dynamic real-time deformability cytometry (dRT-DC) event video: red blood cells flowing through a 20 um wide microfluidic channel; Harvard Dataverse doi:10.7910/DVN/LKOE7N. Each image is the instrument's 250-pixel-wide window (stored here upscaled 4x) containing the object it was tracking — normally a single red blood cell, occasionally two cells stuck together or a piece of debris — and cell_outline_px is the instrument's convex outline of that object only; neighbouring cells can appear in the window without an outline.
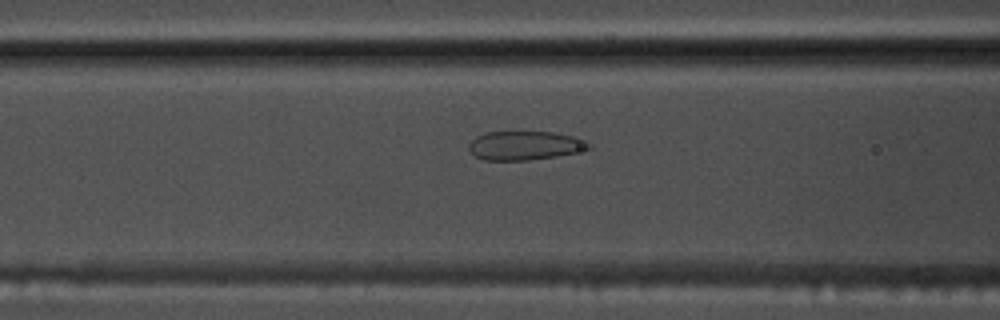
{"species": "common noctule bat (a hibernating species)", "species_latin": "Nyctalus noctula", "temperature_condition": "warm", "stored_images_in_passage": 41, "camera_frame_rate_fps": 3000, "um_per_image_px": 0.085, "animal": {"sex": "male", "body_mass_g": 17.5, "forearm_length_mm": 52.3}, "frame": {"image": 1, "passage_image": 8, "time_ms": 2.333, "image_size_px": [1000, 320], "cell_outline_px": [[592, 148], [556, 156], [528, 160], [484, 160], [476, 156], [468, 148], [468, 144], [476, 136], [488, 132], [552, 132], [572, 136], [588, 140], [592, 144]], "centroid_in_image_um": [44.63, 12.36], "position_along_channel_um": 122.0, "area_um2": 20.11}}
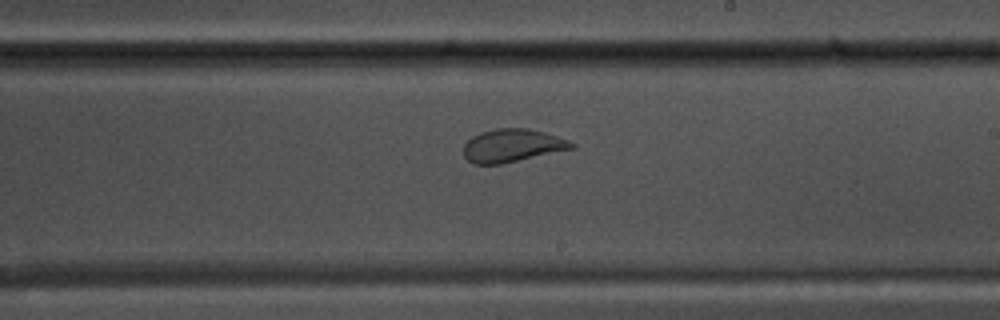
{"frame": {"image": 2, "passage_image": 18, "time_ms": 5.667, "image_size_px": [1000, 320], "cell_outline_px": [[576, 148], [500, 164], [472, 164], [464, 156], [464, 144], [472, 136], [480, 132], [496, 128], [528, 128], [544, 132], [568, 140], [576, 144]], "centroid_in_image_um": [43.54, 12.37], "position_along_channel_um": 245.5, "area_um2": 20.81}}
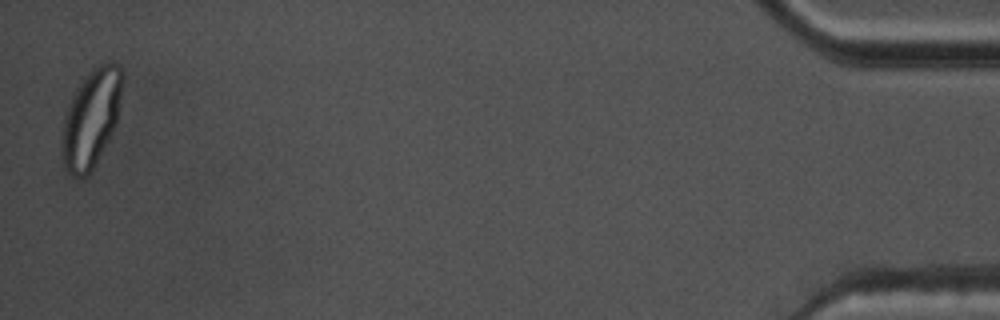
{"frame": {"image": 3, "passage_image": 40, "time_ms": 13.0, "image_size_px": [1000, 320], "cell_outline_px": [[124, 76], [116, 124], [112, 132], [88, 176], [72, 176], [64, 168], [60, 152], [60, 140], [64, 116], [72, 96], [76, 88], [92, 68], [100, 64], [116, 64], [124, 72]], "centroid_in_image_um": [7.71, 10.07], "position_along_channel_um": 427.5, "area_um2": 34.45}}